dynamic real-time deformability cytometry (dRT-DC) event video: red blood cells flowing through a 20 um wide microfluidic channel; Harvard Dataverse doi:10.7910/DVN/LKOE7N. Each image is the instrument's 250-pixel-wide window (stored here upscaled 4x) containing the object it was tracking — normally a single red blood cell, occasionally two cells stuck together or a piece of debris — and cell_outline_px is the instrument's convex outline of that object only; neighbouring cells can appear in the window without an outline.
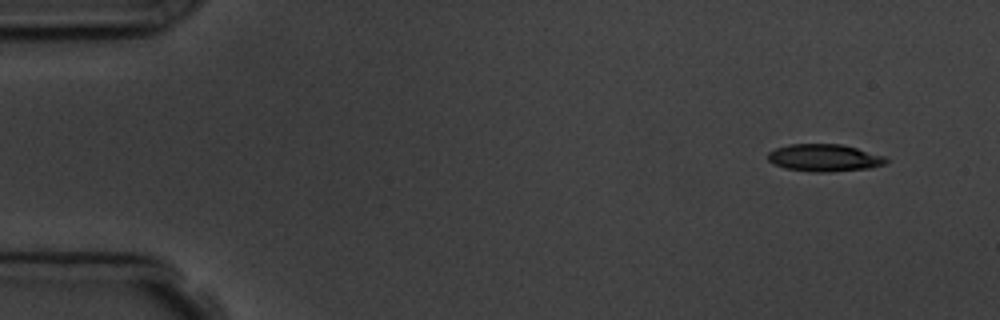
{"species": "common noctule bat (a hibernating species)", "species_latin": "Nyctalus noctula", "temperature_condition": "room temperature", "stored_images_in_passage": 4, "camera_frame_rate_fps": 3000, "um_per_image_px": 0.085, "animal": {"sex": "male", "body_mass_g": 19.5, "forearm_length_mm": 54.6}, "frame": {"image": 1, "passage_image": 1, "time_ms": 0.0, "image_size_px": [1000, 320], "cell_outline_px": [[888, 160], [884, 164], [872, 168], [832, 172], [812, 172], [784, 168], [772, 164], [768, 160], [768, 152], [776, 148], [788, 144], [840, 144], [856, 148], [884, 156]], "centroid_in_image_um": [70.04, 13.42], "position_along_channel_um": 15.0, "area_um2": 18.9}}